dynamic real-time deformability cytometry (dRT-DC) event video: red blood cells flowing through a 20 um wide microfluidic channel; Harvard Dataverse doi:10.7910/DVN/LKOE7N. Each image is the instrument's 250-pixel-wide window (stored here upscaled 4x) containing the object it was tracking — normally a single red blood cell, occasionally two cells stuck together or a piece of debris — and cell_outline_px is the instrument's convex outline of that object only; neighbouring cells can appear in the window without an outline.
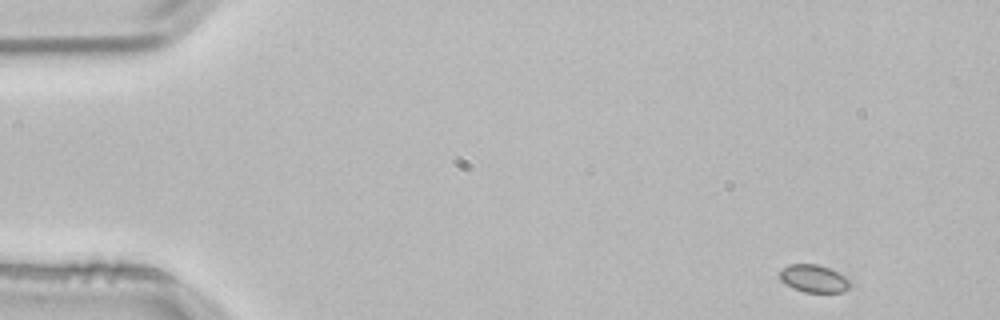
{"species": "common noctule bat (a hibernating species)", "species_latin": "Nyctalus noctula", "temperature_condition": "room temperature", "stored_images_in_passage": 51, "camera_frame_rate_fps": 3000, "um_per_image_px": 0.085, "animal": {"sex": "male", "body_mass_g": 21.5, "forearm_length_mm": 52.0}, "frame": {"image": 1, "passage_image": 1, "time_ms": 0.0, "image_size_px": [1000, 320], "cell_outline_px": [[852, 284], [844, 292], [804, 292], [792, 288], [784, 284], [780, 280], [780, 268], [788, 264], [816, 264], [828, 268], [844, 276]], "centroid_in_image_um": [69.12, 23.68], "position_along_channel_um": 15.9, "area_um2": 11.39}}
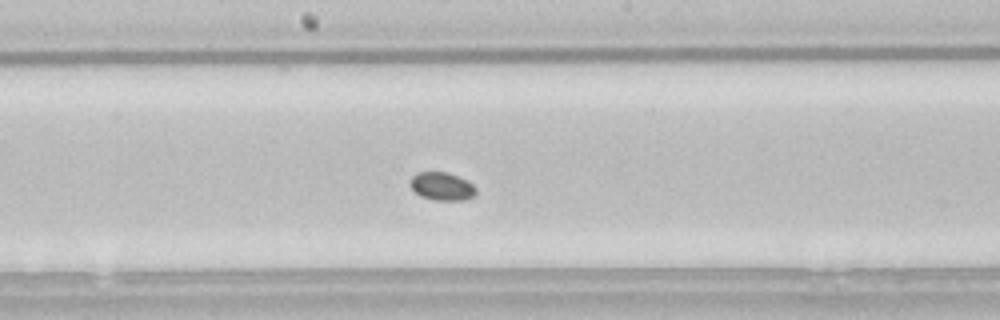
{"frame": {"image": 2, "passage_image": 25, "time_ms": 8.0, "image_size_px": [1000, 320], "cell_outline_px": [[476, 192], [472, 196], [464, 200], [432, 200], [420, 196], [408, 184], [408, 180], [416, 172], [448, 172], [472, 184], [476, 188]], "centroid_in_image_um": [37.5, 15.83], "position_along_channel_um": 210.7, "area_um2": 10.75}}
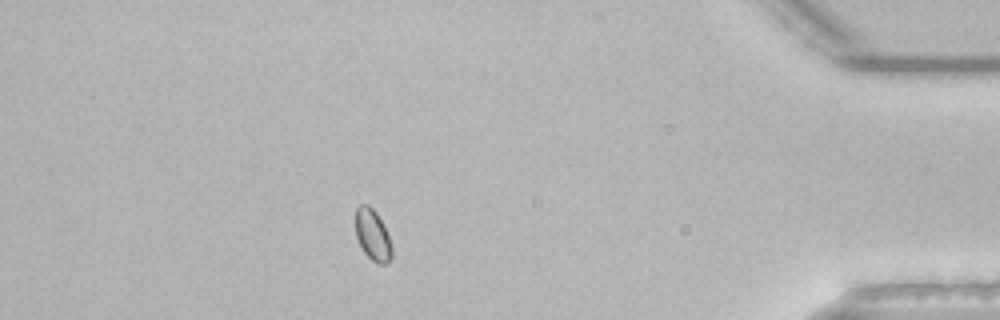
{"frame": {"image": 3, "passage_image": 44, "time_ms": 14.333, "image_size_px": [1000, 320], "cell_outline_px": [[392, 256], [388, 264], [376, 264], [364, 252], [356, 236], [356, 208], [360, 204], [368, 204], [376, 212], [388, 236], [392, 248]], "centroid_in_image_um": [31.67, 20.0], "position_along_channel_um": 403.5, "area_um2": 10.69}}